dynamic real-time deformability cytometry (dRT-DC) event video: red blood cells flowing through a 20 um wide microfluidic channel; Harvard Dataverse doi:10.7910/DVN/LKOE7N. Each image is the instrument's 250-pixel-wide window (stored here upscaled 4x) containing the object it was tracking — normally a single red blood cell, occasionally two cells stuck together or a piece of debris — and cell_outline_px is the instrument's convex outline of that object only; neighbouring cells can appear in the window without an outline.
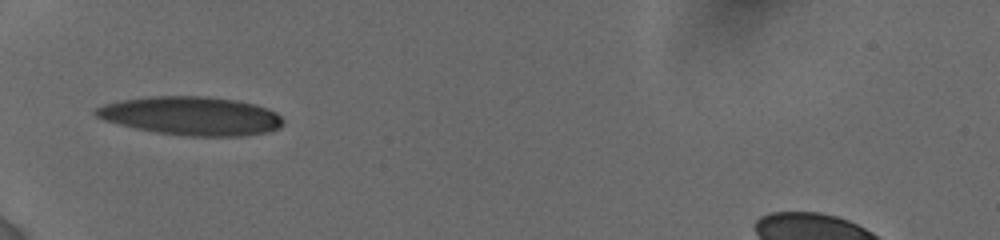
{"species": "human", "species_latin": "Homo sapiens", "temperature_condition": "cold", "stored_images_in_passage": 5, "camera_frame_rate_fps": 3000, "um_per_image_px": 0.085, "donor": {"sex": "female"}, "frame": {"image": 1, "passage_image": 1, "time_ms": 0.0, "image_size_px": [1000, 240], "cell_outline_px": [[284, 124], [280, 128], [268, 132], [240, 136], [184, 136], [156, 132], [136, 128], [104, 120], [96, 116], [92, 112], [96, 108], [104, 104], [120, 100], [152, 96], [204, 96], [236, 100], [252, 104], [276, 112], [284, 120]], "centroid_in_image_um": [16.25, 9.85], "position_along_channel_um": 68.7, "area_um2": 42.02}}
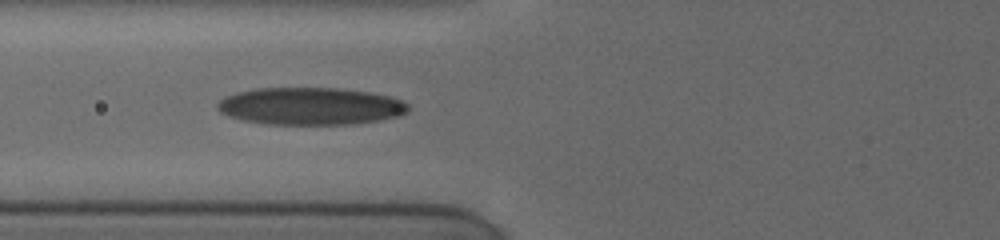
{"frame": {"image": 2, "passage_image": 3, "time_ms": 1.0, "image_size_px": [1000, 240], "cell_outline_px": [[408, 112], [396, 116], [376, 120], [352, 124], [272, 124], [244, 120], [228, 116], [220, 112], [216, 108], [216, 104], [220, 100], [236, 92], [256, 88], [336, 88], [368, 92], [388, 96], [400, 100], [408, 104]], "centroid_in_image_um": [26.34, 9.02], "position_along_channel_um": 99.5, "area_um2": 41.15}}
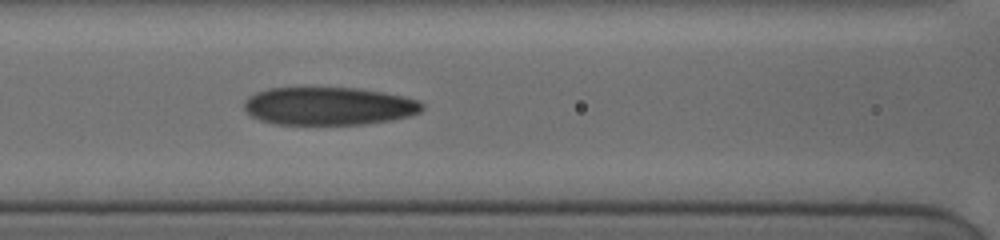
{"frame": {"image": 3, "passage_image": 5, "time_ms": 2.0, "image_size_px": [1000, 240], "cell_outline_px": [[424, 108], [420, 112], [408, 116], [392, 120], [364, 124], [276, 124], [260, 120], [252, 116], [244, 108], [244, 100], [248, 96], [256, 92], [268, 88], [356, 88], [384, 92], [404, 96], [420, 100], [424, 104]], "centroid_in_image_um": [27.97, 9.01], "position_along_channel_um": 138.6, "area_um2": 39.54}}